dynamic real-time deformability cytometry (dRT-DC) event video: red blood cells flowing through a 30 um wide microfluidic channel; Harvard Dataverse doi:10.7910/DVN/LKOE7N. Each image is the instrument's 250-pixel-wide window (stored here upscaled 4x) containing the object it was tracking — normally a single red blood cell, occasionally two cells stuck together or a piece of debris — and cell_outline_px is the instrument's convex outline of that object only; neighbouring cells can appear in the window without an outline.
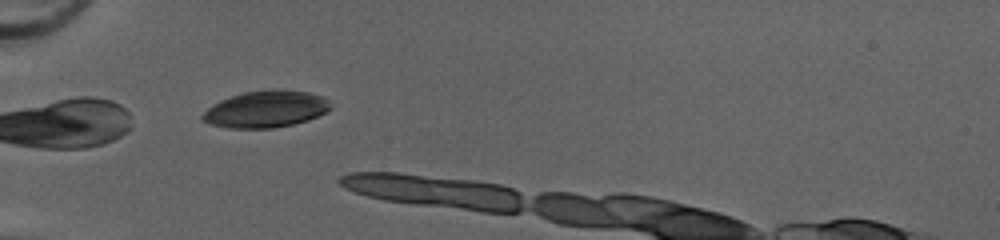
{"species": "common noctule bat (a hibernating species)", "species_latin": "Nyctalus noctula", "temperature_condition": "cold", "stored_images_in_passage": 4, "camera_frame_rate_fps": 3000, "um_per_image_px": 0.085, "animal": {"sex": "female", "body_mass_g": 20.0, "forearm_length_mm": 54.0}, "frame": {"image": 1, "passage_image": 1, "time_ms": 0.0, "image_size_px": [1000, 240], "cell_outline_px": [[332, 108], [308, 120], [292, 124], [272, 128], [228, 128], [212, 124], [200, 120], [200, 116], [208, 108], [220, 100], [244, 92], [272, 88], [276, 88], [308, 92], [324, 96], [328, 100]], "centroid_in_image_um": [22.59, 9.26], "position_along_channel_um": 62.4, "area_um2": 27.51}}